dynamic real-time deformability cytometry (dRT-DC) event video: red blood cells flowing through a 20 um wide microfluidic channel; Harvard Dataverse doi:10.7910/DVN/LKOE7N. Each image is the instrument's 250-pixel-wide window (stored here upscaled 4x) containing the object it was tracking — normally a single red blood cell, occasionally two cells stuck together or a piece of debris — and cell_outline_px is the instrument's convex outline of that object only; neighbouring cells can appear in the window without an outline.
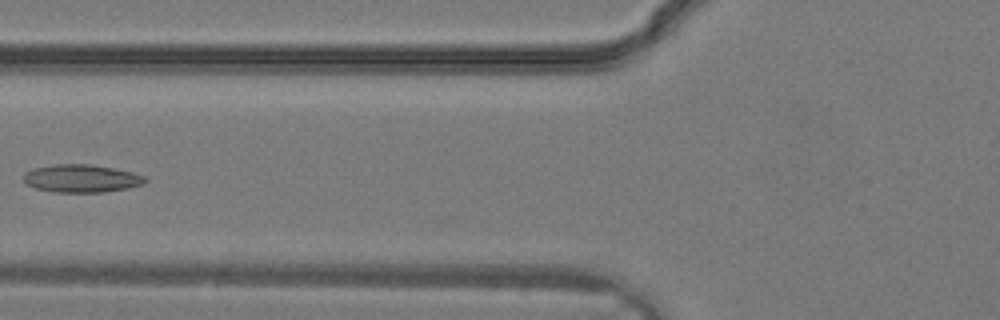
{"species": "common noctule bat (a hibernating species)", "species_latin": "Nyctalus noctula", "temperature_condition": "warm", "stored_images_in_passage": 10, "camera_frame_rate_fps": 3000, "um_per_image_px": 0.085, "animal": {"sex": "male", "body_mass_g": 19.2, "forearm_length_mm": 51.8}, "frame": {"image": 1, "passage_image": 9, "time_ms": 2.667, "image_size_px": [1000, 320], "cell_outline_px": [[148, 180], [144, 184], [128, 188], [104, 192], [52, 192], [36, 188], [28, 184], [24, 180], [24, 172], [32, 168], [56, 164], [88, 164], [112, 168], [132, 172], [144, 176]], "centroid_in_image_um": [6.92, 15.17], "position_along_channel_um": 118.9, "area_um2": 19.71}}